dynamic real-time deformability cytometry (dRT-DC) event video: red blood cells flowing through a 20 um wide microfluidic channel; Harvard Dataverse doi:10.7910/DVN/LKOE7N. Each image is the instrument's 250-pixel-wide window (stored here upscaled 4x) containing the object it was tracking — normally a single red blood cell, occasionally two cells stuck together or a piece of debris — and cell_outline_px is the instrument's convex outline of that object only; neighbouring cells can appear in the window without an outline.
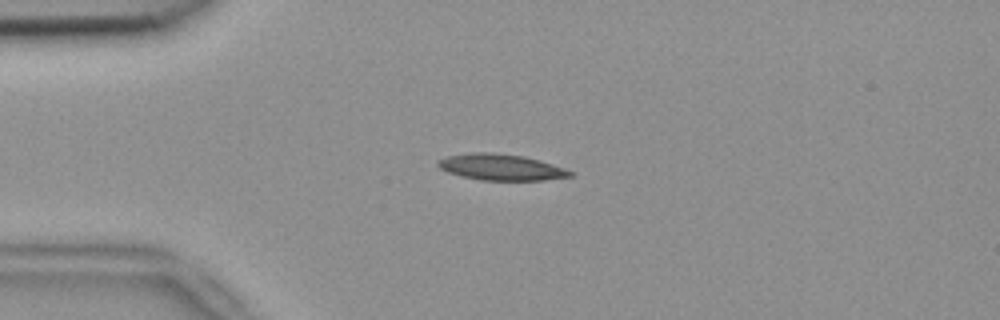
{"species": "common noctule bat (a hibernating species)", "species_latin": "Nyctalus noctula", "temperature_condition": "room temperature", "stored_images_in_passage": 43, "camera_frame_rate_fps": 3000, "um_per_image_px": 0.085, "animal": {"sex": "female", "body_mass_g": 18.4}, "frame": {"image": 1, "passage_image": 3, "time_ms": 0.667, "image_size_px": [1000, 320], "cell_outline_px": [[576, 176], [544, 180], [480, 180], [460, 176], [448, 172], [440, 168], [436, 164], [440, 160], [448, 156], [472, 152], [492, 152], [524, 156], [540, 160], [576, 172]], "centroid_in_image_um": [42.64, 14.21], "position_along_channel_um": 42.4, "area_um2": 20.29}}
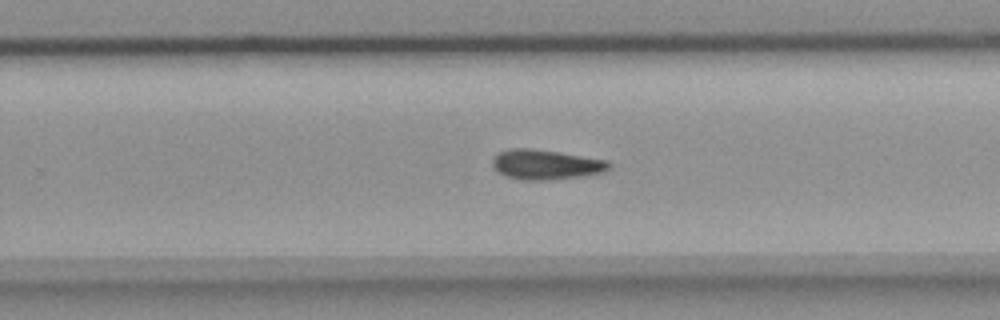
{"frame": {"image": 2, "passage_image": 24, "time_ms": 7.667, "image_size_px": [1000, 320], "cell_outline_px": [[612, 168], [604, 172], [580, 176], [548, 180], [520, 180], [508, 176], [500, 172], [492, 164], [492, 156], [496, 152], [508, 148], [532, 148], [608, 160], [612, 164]], "centroid_in_image_um": [46.39, 13.97], "position_along_channel_um": 283.4, "area_um2": 20.4}}
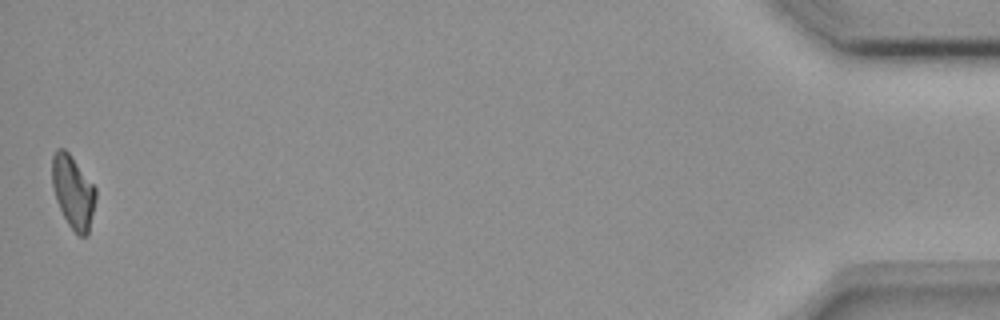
{"frame": {"image": 3, "passage_image": 43, "time_ms": 14.0, "image_size_px": [1000, 320], "cell_outline_px": [[96, 200], [88, 236], [80, 236], [68, 224], [56, 200], [52, 188], [52, 156], [56, 148], [64, 148], [68, 152], [96, 188]], "centroid_in_image_um": [6.21, 16.31], "position_along_channel_um": 429.0, "area_um2": 18.5}, "authors_computed_cell_mechanics": {"area_um2": 19.7098, "velocity_mm_per_s": 3.7829, "shape_relaxation_time_tau1_ms": 10.8141, "shape_relaxation_time_tau2_ms": null, "deformation_change_tau1": 0.2164, "deformation_change_tau2": null}}